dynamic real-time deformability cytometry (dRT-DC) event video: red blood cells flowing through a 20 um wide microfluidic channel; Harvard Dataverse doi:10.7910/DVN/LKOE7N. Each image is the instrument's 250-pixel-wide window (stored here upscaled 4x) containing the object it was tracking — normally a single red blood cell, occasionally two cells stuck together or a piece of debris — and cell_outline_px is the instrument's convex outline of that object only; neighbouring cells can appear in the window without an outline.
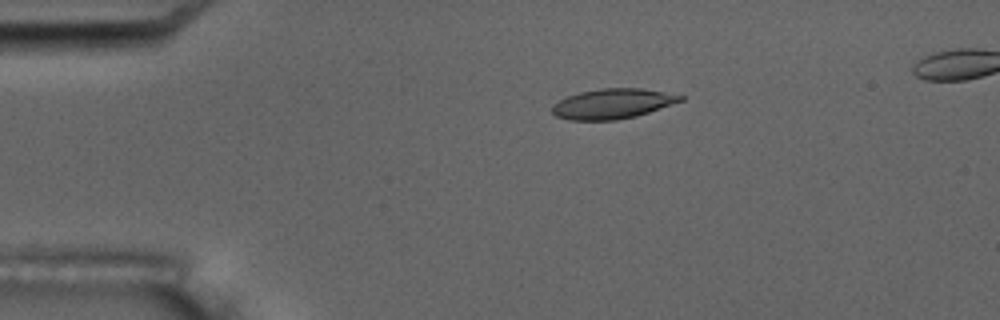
{"species": "common noctule bat (a hibernating species)", "species_latin": "Nyctalus noctula", "temperature_condition": "room temperature", "stored_images_in_passage": 7, "camera_frame_rate_fps": 3000, "um_per_image_px": 0.085, "animal": {"sex": "male", "body_mass_g": 17.5, "forearm_length_mm": 52.3}, "frame": {"image": 1, "passage_image": 4, "time_ms": 3.333, "image_size_px": [1000, 320], "cell_outline_px": [[684, 100], [636, 116], [616, 120], [568, 120], [556, 116], [552, 112], [552, 104], [568, 96], [580, 92], [600, 88], [640, 88], [664, 92], [684, 96]], "centroid_in_image_um": [52.04, 8.82], "position_along_channel_um": 33.0, "area_um2": 22.31}}